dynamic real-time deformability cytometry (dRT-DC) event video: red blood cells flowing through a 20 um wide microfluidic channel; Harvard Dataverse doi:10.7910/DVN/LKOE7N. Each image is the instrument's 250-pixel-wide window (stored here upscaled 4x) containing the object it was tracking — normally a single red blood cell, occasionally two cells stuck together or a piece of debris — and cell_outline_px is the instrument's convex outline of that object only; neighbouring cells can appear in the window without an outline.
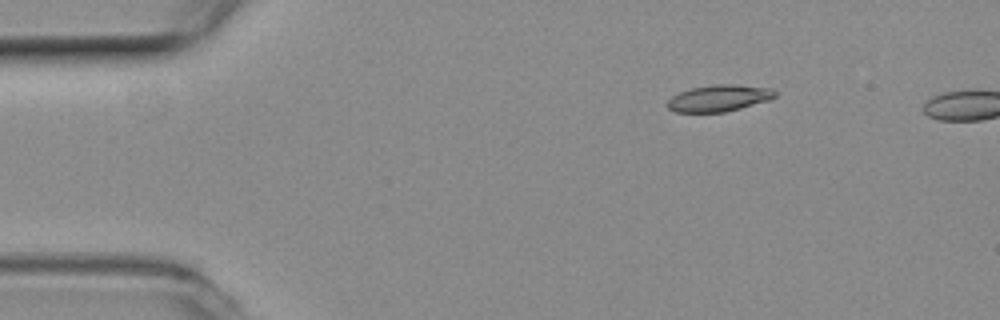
{"species": "common noctule bat (a hibernating species)", "species_latin": "Nyctalus noctula", "temperature_condition": "room temperature", "stored_images_in_passage": 3, "camera_frame_rate_fps": 3000, "um_per_image_px": 0.085, "animal": {"sex": "female", "body_mass_g": 19.3, "forearm_length_mm": 54.1}, "frame": {"image": 1, "passage_image": 1, "time_ms": 0.0, "image_size_px": [1000, 320], "cell_outline_px": [[776, 96], [768, 100], [740, 108], [724, 112], [676, 112], [668, 108], [668, 100], [672, 96], [680, 92], [692, 88], [720, 84], [732, 84], [772, 88], [776, 92]], "centroid_in_image_um": [61.12, 8.34], "position_along_channel_um": 23.9, "area_um2": 16.42}}